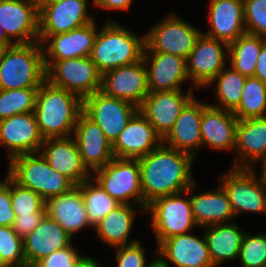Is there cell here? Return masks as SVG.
<instances>
[{"instance_id": "1", "label": "cell", "mask_w": 266, "mask_h": 267, "mask_svg": "<svg viewBox=\"0 0 266 267\" xmlns=\"http://www.w3.org/2000/svg\"><path fill=\"white\" fill-rule=\"evenodd\" d=\"M194 157L163 143L138 159L143 208L159 197L185 192L194 183L191 170Z\"/></svg>"}, {"instance_id": "27", "label": "cell", "mask_w": 266, "mask_h": 267, "mask_svg": "<svg viewBox=\"0 0 266 267\" xmlns=\"http://www.w3.org/2000/svg\"><path fill=\"white\" fill-rule=\"evenodd\" d=\"M208 18L211 29L203 34L228 45L247 33L243 0H211Z\"/></svg>"}, {"instance_id": "36", "label": "cell", "mask_w": 266, "mask_h": 267, "mask_svg": "<svg viewBox=\"0 0 266 267\" xmlns=\"http://www.w3.org/2000/svg\"><path fill=\"white\" fill-rule=\"evenodd\" d=\"M90 179L78 185L81 189L91 227L99 223L109 212L120 203L106 193L96 182Z\"/></svg>"}, {"instance_id": "24", "label": "cell", "mask_w": 266, "mask_h": 267, "mask_svg": "<svg viewBox=\"0 0 266 267\" xmlns=\"http://www.w3.org/2000/svg\"><path fill=\"white\" fill-rule=\"evenodd\" d=\"M72 237L52 218L45 215L39 225L23 238L26 267H33L51 253L69 246Z\"/></svg>"}, {"instance_id": "50", "label": "cell", "mask_w": 266, "mask_h": 267, "mask_svg": "<svg viewBox=\"0 0 266 267\" xmlns=\"http://www.w3.org/2000/svg\"><path fill=\"white\" fill-rule=\"evenodd\" d=\"M60 1H63V0H34L38 8V11H40L44 6L51 5L53 3L60 2Z\"/></svg>"}, {"instance_id": "51", "label": "cell", "mask_w": 266, "mask_h": 267, "mask_svg": "<svg viewBox=\"0 0 266 267\" xmlns=\"http://www.w3.org/2000/svg\"><path fill=\"white\" fill-rule=\"evenodd\" d=\"M0 41L6 42L9 46L14 45L15 43L12 42L6 35V33L3 30V27L0 25Z\"/></svg>"}, {"instance_id": "46", "label": "cell", "mask_w": 266, "mask_h": 267, "mask_svg": "<svg viewBox=\"0 0 266 267\" xmlns=\"http://www.w3.org/2000/svg\"><path fill=\"white\" fill-rule=\"evenodd\" d=\"M93 3L106 10H128L132 0H94Z\"/></svg>"}, {"instance_id": "43", "label": "cell", "mask_w": 266, "mask_h": 267, "mask_svg": "<svg viewBox=\"0 0 266 267\" xmlns=\"http://www.w3.org/2000/svg\"><path fill=\"white\" fill-rule=\"evenodd\" d=\"M71 245L72 243L61 250L54 251L33 267H73L82 256Z\"/></svg>"}, {"instance_id": "25", "label": "cell", "mask_w": 266, "mask_h": 267, "mask_svg": "<svg viewBox=\"0 0 266 267\" xmlns=\"http://www.w3.org/2000/svg\"><path fill=\"white\" fill-rule=\"evenodd\" d=\"M203 103L193 97L182 109L173 128L163 138V144L195 157L202 146L201 119Z\"/></svg>"}, {"instance_id": "13", "label": "cell", "mask_w": 266, "mask_h": 267, "mask_svg": "<svg viewBox=\"0 0 266 267\" xmlns=\"http://www.w3.org/2000/svg\"><path fill=\"white\" fill-rule=\"evenodd\" d=\"M193 94L192 88L185 94L182 90L149 92L138 106V112L163 139L173 128L182 109L194 97Z\"/></svg>"}, {"instance_id": "41", "label": "cell", "mask_w": 266, "mask_h": 267, "mask_svg": "<svg viewBox=\"0 0 266 267\" xmlns=\"http://www.w3.org/2000/svg\"><path fill=\"white\" fill-rule=\"evenodd\" d=\"M246 31L266 37V0H243Z\"/></svg>"}, {"instance_id": "49", "label": "cell", "mask_w": 266, "mask_h": 267, "mask_svg": "<svg viewBox=\"0 0 266 267\" xmlns=\"http://www.w3.org/2000/svg\"><path fill=\"white\" fill-rule=\"evenodd\" d=\"M258 160L262 162V174L260 175L261 177H257V179L266 188V155L259 158Z\"/></svg>"}, {"instance_id": "17", "label": "cell", "mask_w": 266, "mask_h": 267, "mask_svg": "<svg viewBox=\"0 0 266 267\" xmlns=\"http://www.w3.org/2000/svg\"><path fill=\"white\" fill-rule=\"evenodd\" d=\"M88 0H63L39 11V42L48 36L66 33L93 22L87 15Z\"/></svg>"}, {"instance_id": "7", "label": "cell", "mask_w": 266, "mask_h": 267, "mask_svg": "<svg viewBox=\"0 0 266 267\" xmlns=\"http://www.w3.org/2000/svg\"><path fill=\"white\" fill-rule=\"evenodd\" d=\"M91 173L94 182L118 203L129 205L128 200L134 199L141 210H145L138 159L113 158L104 167Z\"/></svg>"}, {"instance_id": "42", "label": "cell", "mask_w": 266, "mask_h": 267, "mask_svg": "<svg viewBox=\"0 0 266 267\" xmlns=\"http://www.w3.org/2000/svg\"><path fill=\"white\" fill-rule=\"evenodd\" d=\"M117 267H157V259L147 264L145 249L138 240L129 245L115 247Z\"/></svg>"}, {"instance_id": "20", "label": "cell", "mask_w": 266, "mask_h": 267, "mask_svg": "<svg viewBox=\"0 0 266 267\" xmlns=\"http://www.w3.org/2000/svg\"><path fill=\"white\" fill-rule=\"evenodd\" d=\"M162 143V137L137 111L112 144L114 158L139 159Z\"/></svg>"}, {"instance_id": "4", "label": "cell", "mask_w": 266, "mask_h": 267, "mask_svg": "<svg viewBox=\"0 0 266 267\" xmlns=\"http://www.w3.org/2000/svg\"><path fill=\"white\" fill-rule=\"evenodd\" d=\"M45 80L43 49L39 41L14 44L0 60V89L39 88Z\"/></svg>"}, {"instance_id": "33", "label": "cell", "mask_w": 266, "mask_h": 267, "mask_svg": "<svg viewBox=\"0 0 266 267\" xmlns=\"http://www.w3.org/2000/svg\"><path fill=\"white\" fill-rule=\"evenodd\" d=\"M266 37L245 33L229 44L230 66L246 77L254 76L256 63Z\"/></svg>"}, {"instance_id": "22", "label": "cell", "mask_w": 266, "mask_h": 267, "mask_svg": "<svg viewBox=\"0 0 266 267\" xmlns=\"http://www.w3.org/2000/svg\"><path fill=\"white\" fill-rule=\"evenodd\" d=\"M39 152L51 168L68 177L75 185L91 179L72 137L45 138Z\"/></svg>"}, {"instance_id": "31", "label": "cell", "mask_w": 266, "mask_h": 267, "mask_svg": "<svg viewBox=\"0 0 266 267\" xmlns=\"http://www.w3.org/2000/svg\"><path fill=\"white\" fill-rule=\"evenodd\" d=\"M190 201L197 227L226 223L235 217L229 197L221 185L218 190L190 196Z\"/></svg>"}, {"instance_id": "9", "label": "cell", "mask_w": 266, "mask_h": 267, "mask_svg": "<svg viewBox=\"0 0 266 267\" xmlns=\"http://www.w3.org/2000/svg\"><path fill=\"white\" fill-rule=\"evenodd\" d=\"M221 178L234 216L240 212L266 213V188L259 182L254 165L250 168H234Z\"/></svg>"}, {"instance_id": "45", "label": "cell", "mask_w": 266, "mask_h": 267, "mask_svg": "<svg viewBox=\"0 0 266 267\" xmlns=\"http://www.w3.org/2000/svg\"><path fill=\"white\" fill-rule=\"evenodd\" d=\"M45 215V207L35 214L15 215L12 228L19 237L25 238L39 225Z\"/></svg>"}, {"instance_id": "5", "label": "cell", "mask_w": 266, "mask_h": 267, "mask_svg": "<svg viewBox=\"0 0 266 267\" xmlns=\"http://www.w3.org/2000/svg\"><path fill=\"white\" fill-rule=\"evenodd\" d=\"M8 164L7 175L44 200L66 193L76 186L68 177L51 168L40 152L17 155Z\"/></svg>"}, {"instance_id": "28", "label": "cell", "mask_w": 266, "mask_h": 267, "mask_svg": "<svg viewBox=\"0 0 266 267\" xmlns=\"http://www.w3.org/2000/svg\"><path fill=\"white\" fill-rule=\"evenodd\" d=\"M237 122L238 118L233 112L203 103L200 125L202 146L216 150L234 149Z\"/></svg>"}, {"instance_id": "16", "label": "cell", "mask_w": 266, "mask_h": 267, "mask_svg": "<svg viewBox=\"0 0 266 267\" xmlns=\"http://www.w3.org/2000/svg\"><path fill=\"white\" fill-rule=\"evenodd\" d=\"M0 25L15 44L39 41V11L34 0H0Z\"/></svg>"}, {"instance_id": "12", "label": "cell", "mask_w": 266, "mask_h": 267, "mask_svg": "<svg viewBox=\"0 0 266 267\" xmlns=\"http://www.w3.org/2000/svg\"><path fill=\"white\" fill-rule=\"evenodd\" d=\"M100 91L138 107L149 93L147 69L143 58L136 63L103 73Z\"/></svg>"}, {"instance_id": "15", "label": "cell", "mask_w": 266, "mask_h": 267, "mask_svg": "<svg viewBox=\"0 0 266 267\" xmlns=\"http://www.w3.org/2000/svg\"><path fill=\"white\" fill-rule=\"evenodd\" d=\"M228 48L227 43L210 38L203 32L200 34L186 60L188 78L196 87L209 86L225 67V51L228 53Z\"/></svg>"}, {"instance_id": "39", "label": "cell", "mask_w": 266, "mask_h": 267, "mask_svg": "<svg viewBox=\"0 0 266 267\" xmlns=\"http://www.w3.org/2000/svg\"><path fill=\"white\" fill-rule=\"evenodd\" d=\"M238 258L242 267H266V235L246 233Z\"/></svg>"}, {"instance_id": "53", "label": "cell", "mask_w": 266, "mask_h": 267, "mask_svg": "<svg viewBox=\"0 0 266 267\" xmlns=\"http://www.w3.org/2000/svg\"><path fill=\"white\" fill-rule=\"evenodd\" d=\"M7 266L4 261L1 259V256H0V267H5Z\"/></svg>"}, {"instance_id": "19", "label": "cell", "mask_w": 266, "mask_h": 267, "mask_svg": "<svg viewBox=\"0 0 266 267\" xmlns=\"http://www.w3.org/2000/svg\"><path fill=\"white\" fill-rule=\"evenodd\" d=\"M73 134L82 162L90 172L104 167L114 158L112 143L84 112L79 115Z\"/></svg>"}, {"instance_id": "14", "label": "cell", "mask_w": 266, "mask_h": 267, "mask_svg": "<svg viewBox=\"0 0 266 267\" xmlns=\"http://www.w3.org/2000/svg\"><path fill=\"white\" fill-rule=\"evenodd\" d=\"M158 267H214L205 236L185 233L163 240L156 249ZM168 260V261H167Z\"/></svg>"}, {"instance_id": "44", "label": "cell", "mask_w": 266, "mask_h": 267, "mask_svg": "<svg viewBox=\"0 0 266 267\" xmlns=\"http://www.w3.org/2000/svg\"><path fill=\"white\" fill-rule=\"evenodd\" d=\"M15 214L11 205V178L0 181V226H12Z\"/></svg>"}, {"instance_id": "38", "label": "cell", "mask_w": 266, "mask_h": 267, "mask_svg": "<svg viewBox=\"0 0 266 267\" xmlns=\"http://www.w3.org/2000/svg\"><path fill=\"white\" fill-rule=\"evenodd\" d=\"M0 256L6 265L26 267L23 238L12 226H0Z\"/></svg>"}, {"instance_id": "47", "label": "cell", "mask_w": 266, "mask_h": 267, "mask_svg": "<svg viewBox=\"0 0 266 267\" xmlns=\"http://www.w3.org/2000/svg\"><path fill=\"white\" fill-rule=\"evenodd\" d=\"M254 77H257L262 82L266 83V40L263 43L262 49L257 59Z\"/></svg>"}, {"instance_id": "34", "label": "cell", "mask_w": 266, "mask_h": 267, "mask_svg": "<svg viewBox=\"0 0 266 267\" xmlns=\"http://www.w3.org/2000/svg\"><path fill=\"white\" fill-rule=\"evenodd\" d=\"M246 79V76L241 75L231 66L229 69L224 67L209 84L216 85L215 91L219 105H209L233 112L240 104Z\"/></svg>"}, {"instance_id": "3", "label": "cell", "mask_w": 266, "mask_h": 267, "mask_svg": "<svg viewBox=\"0 0 266 267\" xmlns=\"http://www.w3.org/2000/svg\"><path fill=\"white\" fill-rule=\"evenodd\" d=\"M144 47L145 35L138 37L113 20H108L97 33L90 58L103 74L111 69L140 61L143 58Z\"/></svg>"}, {"instance_id": "26", "label": "cell", "mask_w": 266, "mask_h": 267, "mask_svg": "<svg viewBox=\"0 0 266 267\" xmlns=\"http://www.w3.org/2000/svg\"><path fill=\"white\" fill-rule=\"evenodd\" d=\"M45 209L46 215L56 221L72 238L75 232L91 226L78 185L66 193L46 199Z\"/></svg>"}, {"instance_id": "32", "label": "cell", "mask_w": 266, "mask_h": 267, "mask_svg": "<svg viewBox=\"0 0 266 267\" xmlns=\"http://www.w3.org/2000/svg\"><path fill=\"white\" fill-rule=\"evenodd\" d=\"M134 209L130 204H120L109 212L93 227L100 239L113 248L129 245L127 241L137 213Z\"/></svg>"}, {"instance_id": "30", "label": "cell", "mask_w": 266, "mask_h": 267, "mask_svg": "<svg viewBox=\"0 0 266 267\" xmlns=\"http://www.w3.org/2000/svg\"><path fill=\"white\" fill-rule=\"evenodd\" d=\"M204 234L210 259L214 267L225 260H237L240 247L246 233L238 228L235 223H221L208 225Z\"/></svg>"}, {"instance_id": "6", "label": "cell", "mask_w": 266, "mask_h": 267, "mask_svg": "<svg viewBox=\"0 0 266 267\" xmlns=\"http://www.w3.org/2000/svg\"><path fill=\"white\" fill-rule=\"evenodd\" d=\"M195 187L193 183L185 192L159 197L147 205L145 210L152 213L151 227L158 245L169 237L185 234L197 226L190 197L182 198L184 193H191Z\"/></svg>"}, {"instance_id": "2", "label": "cell", "mask_w": 266, "mask_h": 267, "mask_svg": "<svg viewBox=\"0 0 266 267\" xmlns=\"http://www.w3.org/2000/svg\"><path fill=\"white\" fill-rule=\"evenodd\" d=\"M83 112V99L45 80L37 90L34 115L43 138L70 137Z\"/></svg>"}, {"instance_id": "52", "label": "cell", "mask_w": 266, "mask_h": 267, "mask_svg": "<svg viewBox=\"0 0 266 267\" xmlns=\"http://www.w3.org/2000/svg\"><path fill=\"white\" fill-rule=\"evenodd\" d=\"M9 47L10 46L6 42L0 41V60L4 57Z\"/></svg>"}, {"instance_id": "29", "label": "cell", "mask_w": 266, "mask_h": 267, "mask_svg": "<svg viewBox=\"0 0 266 267\" xmlns=\"http://www.w3.org/2000/svg\"><path fill=\"white\" fill-rule=\"evenodd\" d=\"M234 149L239 154L234 159V168H250L266 155V116L238 120Z\"/></svg>"}, {"instance_id": "8", "label": "cell", "mask_w": 266, "mask_h": 267, "mask_svg": "<svg viewBox=\"0 0 266 267\" xmlns=\"http://www.w3.org/2000/svg\"><path fill=\"white\" fill-rule=\"evenodd\" d=\"M46 80L82 99L101 90L102 74L90 57L44 62Z\"/></svg>"}, {"instance_id": "11", "label": "cell", "mask_w": 266, "mask_h": 267, "mask_svg": "<svg viewBox=\"0 0 266 267\" xmlns=\"http://www.w3.org/2000/svg\"><path fill=\"white\" fill-rule=\"evenodd\" d=\"M137 111L134 104L101 91L83 99V112L99 125L112 144Z\"/></svg>"}, {"instance_id": "37", "label": "cell", "mask_w": 266, "mask_h": 267, "mask_svg": "<svg viewBox=\"0 0 266 267\" xmlns=\"http://www.w3.org/2000/svg\"><path fill=\"white\" fill-rule=\"evenodd\" d=\"M38 88L0 89V120L16 114L34 113Z\"/></svg>"}, {"instance_id": "21", "label": "cell", "mask_w": 266, "mask_h": 267, "mask_svg": "<svg viewBox=\"0 0 266 267\" xmlns=\"http://www.w3.org/2000/svg\"><path fill=\"white\" fill-rule=\"evenodd\" d=\"M143 60L147 69L149 92L181 90V84L189 79L186 59L183 57L143 51Z\"/></svg>"}, {"instance_id": "18", "label": "cell", "mask_w": 266, "mask_h": 267, "mask_svg": "<svg viewBox=\"0 0 266 267\" xmlns=\"http://www.w3.org/2000/svg\"><path fill=\"white\" fill-rule=\"evenodd\" d=\"M43 142L34 113L0 120V144L8 149L9 160L17 155L39 152Z\"/></svg>"}, {"instance_id": "23", "label": "cell", "mask_w": 266, "mask_h": 267, "mask_svg": "<svg viewBox=\"0 0 266 267\" xmlns=\"http://www.w3.org/2000/svg\"><path fill=\"white\" fill-rule=\"evenodd\" d=\"M96 28L93 21L69 32L48 36L41 43L44 62L90 57L98 33Z\"/></svg>"}, {"instance_id": "10", "label": "cell", "mask_w": 266, "mask_h": 267, "mask_svg": "<svg viewBox=\"0 0 266 267\" xmlns=\"http://www.w3.org/2000/svg\"><path fill=\"white\" fill-rule=\"evenodd\" d=\"M201 33L173 13L146 33L144 51L163 52L187 60Z\"/></svg>"}, {"instance_id": "35", "label": "cell", "mask_w": 266, "mask_h": 267, "mask_svg": "<svg viewBox=\"0 0 266 267\" xmlns=\"http://www.w3.org/2000/svg\"><path fill=\"white\" fill-rule=\"evenodd\" d=\"M266 83L257 77H247L241 101L233 114L238 120L266 116Z\"/></svg>"}, {"instance_id": "40", "label": "cell", "mask_w": 266, "mask_h": 267, "mask_svg": "<svg viewBox=\"0 0 266 267\" xmlns=\"http://www.w3.org/2000/svg\"><path fill=\"white\" fill-rule=\"evenodd\" d=\"M11 205L15 215H30L40 212L45 207V200L11 179Z\"/></svg>"}, {"instance_id": "48", "label": "cell", "mask_w": 266, "mask_h": 267, "mask_svg": "<svg viewBox=\"0 0 266 267\" xmlns=\"http://www.w3.org/2000/svg\"><path fill=\"white\" fill-rule=\"evenodd\" d=\"M73 267H100V265L94 258L82 256Z\"/></svg>"}]
</instances>
